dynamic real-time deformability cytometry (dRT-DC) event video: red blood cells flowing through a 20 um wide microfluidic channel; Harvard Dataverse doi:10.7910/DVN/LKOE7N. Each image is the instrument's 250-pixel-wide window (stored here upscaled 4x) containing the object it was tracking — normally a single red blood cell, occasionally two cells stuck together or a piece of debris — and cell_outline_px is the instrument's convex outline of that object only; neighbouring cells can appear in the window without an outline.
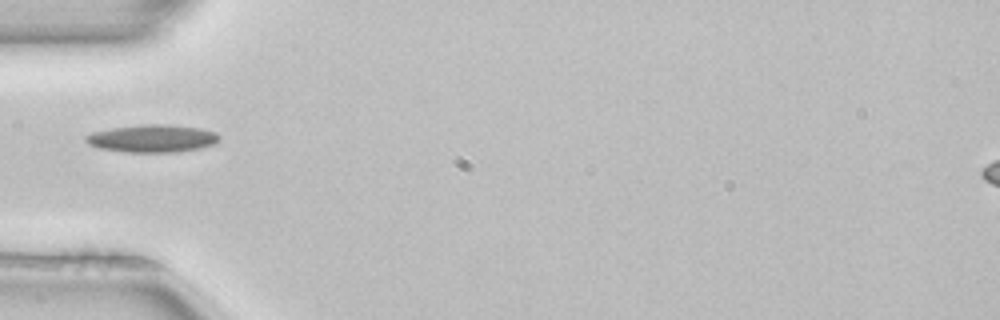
{"species": "common noctule bat (a hibernating species)", "species_latin": "Nyctalus noctula", "temperature_condition": "room temperature", "stored_images_in_passage": 1, "camera_frame_rate_fps": 3000, "um_per_image_px": 0.085, "animal": {"sex": "female", "body_mass_g": 22.7, "forearm_length_mm": 54.2}, "frame": {"image": 1, "passage_image": 1, "time_ms": 0.0, "image_size_px": [1000, 320], "cell_outline_px": [[220, 136], [216, 144], [176, 152], [128, 152], [96, 148], [88, 144], [84, 140], [84, 136], [92, 132], [112, 128], [144, 124], [168, 124], [200, 128], [216, 132]], "centroid_in_image_um": [12.91, 11.76], "position_along_channel_um": 72.1, "area_um2": 21.56}}